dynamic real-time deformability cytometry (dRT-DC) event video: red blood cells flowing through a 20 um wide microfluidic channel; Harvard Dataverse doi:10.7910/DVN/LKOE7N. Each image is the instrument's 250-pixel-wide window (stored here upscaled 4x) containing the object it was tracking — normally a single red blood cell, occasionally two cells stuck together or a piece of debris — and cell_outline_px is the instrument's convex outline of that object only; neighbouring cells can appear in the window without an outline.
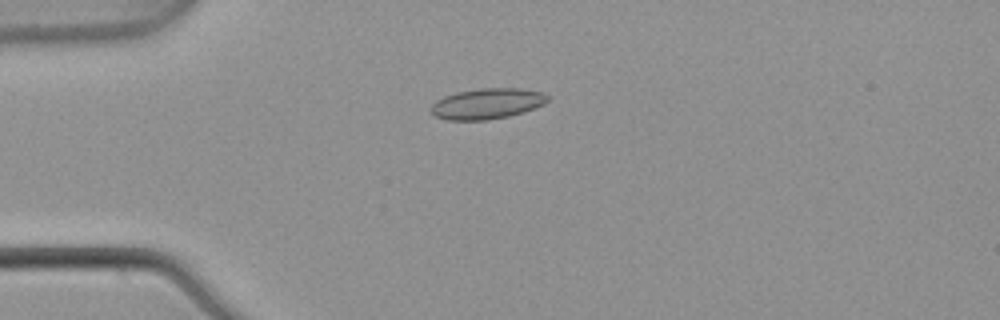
{"species": "common noctule bat (a hibernating species)", "species_latin": "Nyctalus noctula", "temperature_condition": "warm", "stored_images_in_passage": 5, "camera_frame_rate_fps": 3000, "um_per_image_px": 0.085, "animal": {"sex": "male", "body_mass_g": 21.5, "forearm_length_mm": 52.0}, "frame": {"image": 1, "passage_image": 4, "time_ms": 1.0, "image_size_px": [1000, 320], "cell_outline_px": [[548, 100], [544, 104], [524, 112], [508, 116], [488, 120], [448, 120], [436, 116], [432, 112], [432, 104], [436, 100], [444, 96], [456, 92], [480, 88], [520, 88], [544, 92], [548, 96]], "centroid_in_image_um": [41.43, 8.8], "position_along_channel_um": 43.6, "area_um2": 20.87}}